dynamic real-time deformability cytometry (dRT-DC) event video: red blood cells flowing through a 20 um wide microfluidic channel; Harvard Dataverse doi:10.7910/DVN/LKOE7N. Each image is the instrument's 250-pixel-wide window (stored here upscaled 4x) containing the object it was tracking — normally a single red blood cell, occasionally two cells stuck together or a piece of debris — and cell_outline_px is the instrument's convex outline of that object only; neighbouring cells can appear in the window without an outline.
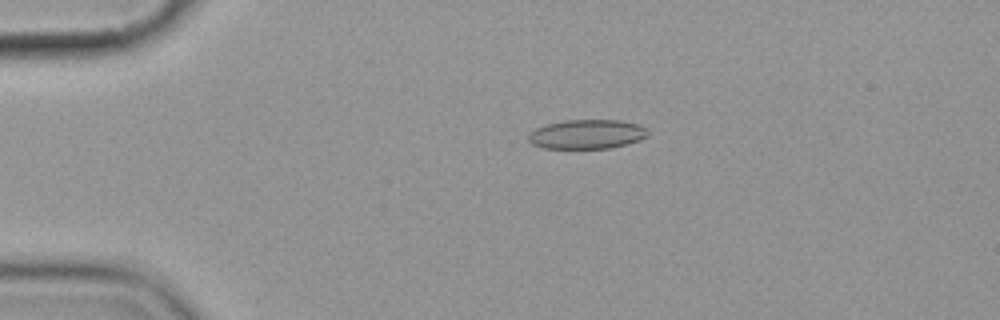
{"species": "common noctule bat (a hibernating species)", "species_latin": "Nyctalus noctula", "temperature_condition": "cold", "stored_images_in_passage": 3, "camera_frame_rate_fps": 3000, "um_per_image_px": 0.085, "animal": {"sex": "female", "body_mass_g": 19.9}, "frame": {"image": 1, "passage_image": 1, "time_ms": 0.0, "image_size_px": [1000, 320], "cell_outline_px": [[648, 136], [640, 140], [608, 148], [544, 148], [532, 144], [528, 140], [528, 136], [536, 128], [548, 124], [564, 120], [620, 120], [640, 124], [648, 132]], "centroid_in_image_um": [49.9, 11.4], "position_along_channel_um": 35.1, "area_um2": 20.23}}
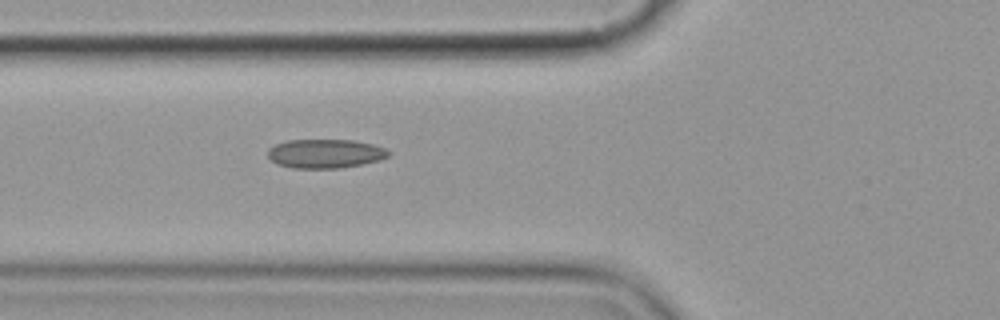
{"frame": {"image": 2, "passage_image": 3, "time_ms": 3.0, "image_size_px": [1000, 320], "cell_outline_px": [[392, 152], [388, 156], [380, 160], [340, 168], [292, 168], [276, 164], [268, 156], [268, 148], [276, 144], [288, 140], [352, 140], [372, 144], [384, 148]], "centroid_in_image_um": [27.63, 13.06], "position_along_channel_um": 98.2, "area_um2": 20.35}}